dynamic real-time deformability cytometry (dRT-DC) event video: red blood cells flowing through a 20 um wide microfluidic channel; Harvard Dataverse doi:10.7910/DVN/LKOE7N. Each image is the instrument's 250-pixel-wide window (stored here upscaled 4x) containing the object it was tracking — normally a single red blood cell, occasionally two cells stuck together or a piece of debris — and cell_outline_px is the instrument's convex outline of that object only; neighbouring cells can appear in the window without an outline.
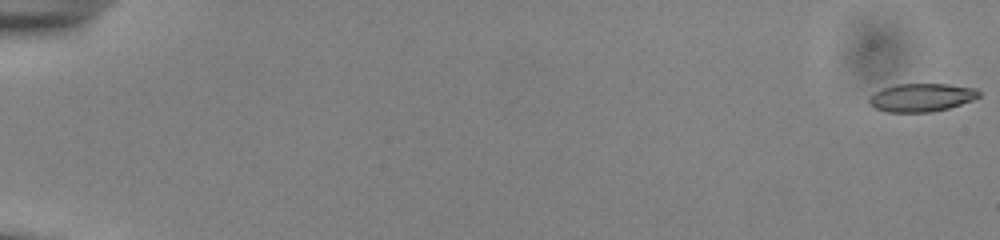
{"species": "common noctule bat (a hibernating species)", "species_latin": "Nyctalus noctula", "temperature_condition": "cold", "stored_images_in_passage": 55, "camera_frame_rate_fps": 3000, "um_per_image_px": 0.085, "animal": {"sex": "male", "body_mass_g": 13.0, "forearm_length_mm": 53.1}, "frame": {"image": 1, "passage_image": 1, "time_ms": 0.0, "image_size_px": [1000, 240], "cell_outline_px": [[980, 96], [972, 100], [948, 108], [932, 112], [888, 112], [876, 108], [868, 100], [876, 92], [884, 88], [896, 84], [948, 84], [976, 88], [980, 92]], "centroid_in_image_um": [78.37, 8.28], "position_along_channel_um": 6.6, "area_um2": 17.8}}
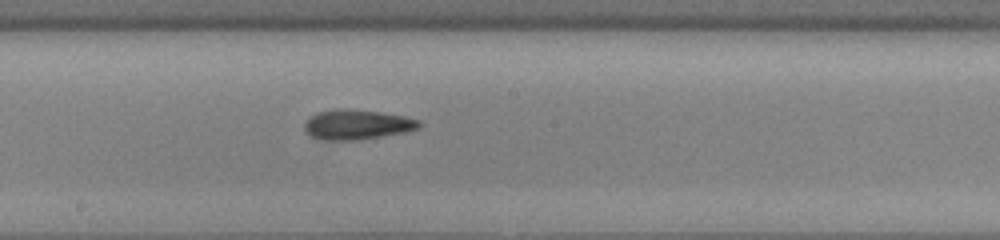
{"frame": {"image": 2, "passage_image": 32, "time_ms": 10.333, "image_size_px": [1000, 240], "cell_outline_px": [[424, 124], [420, 128], [404, 132], [356, 140], [320, 140], [304, 132], [304, 124], [308, 116], [316, 112], [340, 108], [344, 108], [380, 112], [404, 116], [420, 120]], "centroid_in_image_um": [30.32, 10.58], "position_along_channel_um": 217.9, "area_um2": 20.17}}
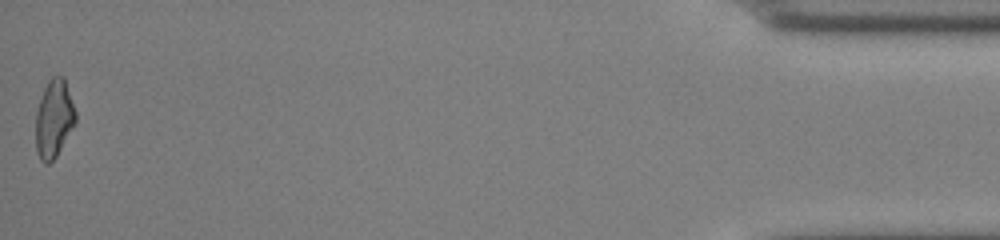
{"frame": {"image": 3, "passage_image": 55, "time_ms": 18.0, "image_size_px": [1000, 240], "cell_outline_px": [[76, 124], [56, 156], [48, 164], [44, 164], [40, 160], [36, 152], [36, 112], [44, 88], [48, 80], [52, 76], [64, 76], [76, 112]], "centroid_in_image_um": [4.59, 10.1], "position_along_channel_um": 430.6, "area_um2": 18.21}, "authors_computed_cell_mechanics": {"area_um2": 18.496, "velocity_mm_per_s": 3.8897, "shape_relaxation_time_tau1_ms": 5.9213, "shape_relaxation_time_tau2_ms": 4.7549, "deformation_change_tau1": 0.1408, "deformation_change_tau2": 0.1329}}